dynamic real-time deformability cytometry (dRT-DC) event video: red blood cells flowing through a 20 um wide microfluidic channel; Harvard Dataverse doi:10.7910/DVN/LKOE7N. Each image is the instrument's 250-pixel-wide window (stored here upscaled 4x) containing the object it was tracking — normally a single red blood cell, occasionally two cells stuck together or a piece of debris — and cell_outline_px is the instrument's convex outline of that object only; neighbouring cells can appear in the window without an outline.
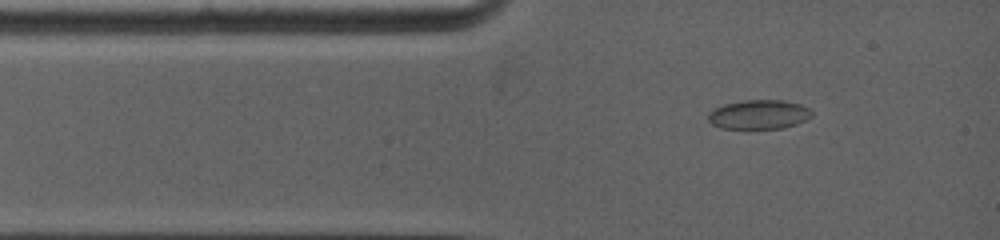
{"species": "common noctule bat (a hibernating species)", "species_latin": "Nyctalus noctula", "temperature_condition": "warm", "stored_images_in_passage": 4, "camera_frame_rate_fps": 5000, "um_per_image_px": 0.085, "animal": {"sex": "female", "body_mass_g": 19.0, "forearm_length_mm": 53.3}, "frame": {"image": 1, "passage_image": 2, "time_ms": 0.8, "image_size_px": [1000, 240], "cell_outline_px": [[812, 116], [796, 124], [784, 128], [720, 128], [712, 124], [708, 120], [708, 116], [716, 108], [724, 104], [744, 100], [784, 100], [800, 104], [808, 108], [812, 112]], "centroid_in_image_um": [64.53, 9.73], "position_along_channel_um": 20.5, "area_um2": 17.46}}
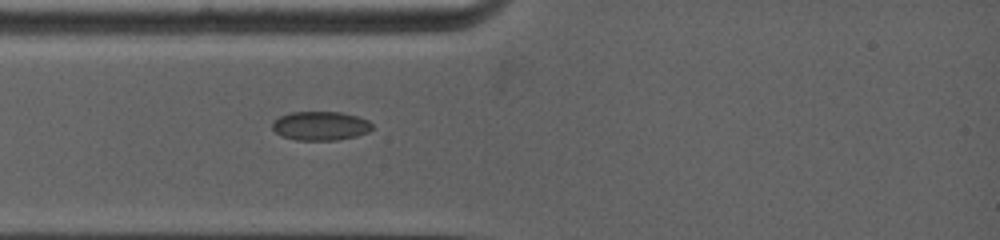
{"frame": {"image": 2, "passage_image": 4, "time_ms": 2.2, "image_size_px": [1000, 240], "cell_outline_px": [[372, 128], [368, 132], [356, 136], [336, 140], [296, 140], [280, 136], [272, 128], [272, 120], [288, 112], [340, 112], [356, 116], [368, 120], [372, 124]], "centroid_in_image_um": [27.2, 10.7], "position_along_channel_um": 57.8, "area_um2": 16.94}}